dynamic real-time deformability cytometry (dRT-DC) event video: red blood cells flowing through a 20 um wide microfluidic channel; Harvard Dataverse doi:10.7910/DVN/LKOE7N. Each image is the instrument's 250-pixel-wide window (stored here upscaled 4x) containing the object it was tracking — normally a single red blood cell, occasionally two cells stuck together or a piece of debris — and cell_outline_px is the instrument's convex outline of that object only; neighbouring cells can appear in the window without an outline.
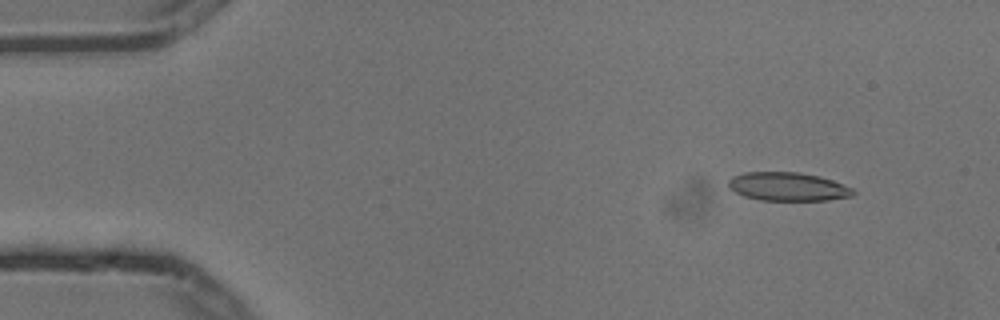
{"species": "common noctule bat (a hibernating species)", "species_latin": "Nyctalus noctula", "temperature_condition": "cold", "stored_images_in_passage": 6, "camera_frame_rate_fps": 3000, "um_per_image_px": 0.085, "animal": {"sex": "male", "body_mass_g": 13.3}, "frame": {"image": 1, "passage_image": 2, "time_ms": 0.333, "image_size_px": [1000, 320], "cell_outline_px": [[856, 192], [852, 196], [828, 200], [760, 200], [744, 196], [728, 188], [728, 180], [732, 176], [744, 172], [800, 172], [820, 176], [832, 180], [852, 188]], "centroid_in_image_um": [66.95, 15.86], "position_along_channel_um": 18.0, "area_um2": 20.81}}
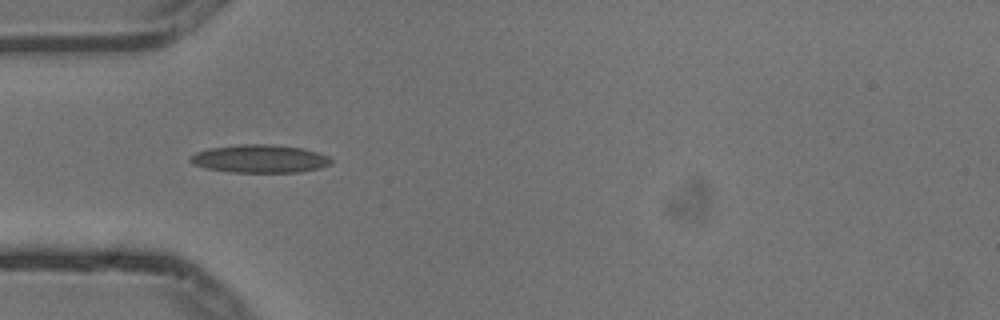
{"frame": {"image": 2, "passage_image": 5, "time_ms": 1.333, "image_size_px": [1000, 320], "cell_outline_px": [[332, 164], [320, 168], [300, 172], [228, 172], [208, 168], [192, 164], [188, 160], [188, 156], [196, 152], [208, 148], [244, 144], [272, 144], [300, 148], [316, 152], [328, 156], [332, 160]], "centroid_in_image_um": [22.05, 13.49], "position_along_channel_um": 62.9, "area_um2": 23.06}}
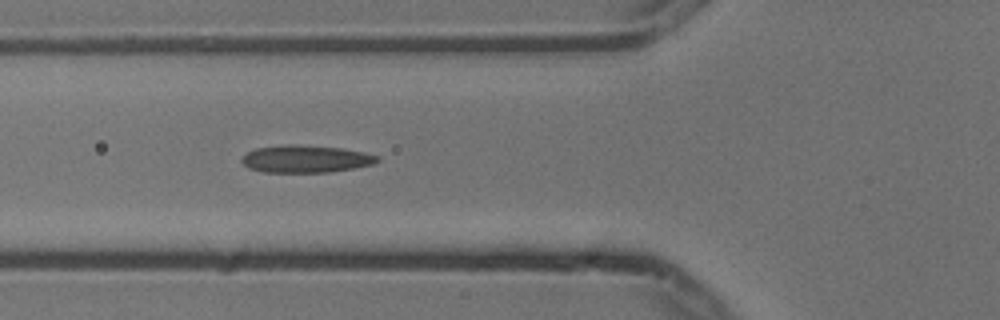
{"frame": {"image": 3, "passage_image": 6, "time_ms": 1.667, "image_size_px": [1000, 320], "cell_outline_px": [[380, 160], [372, 164], [352, 168], [328, 172], [264, 172], [248, 168], [240, 160], [248, 152], [256, 148], [288, 144], [300, 144], [344, 148], [364, 152], [380, 156]], "centroid_in_image_um": [26.0, 13.49], "position_along_channel_um": 99.8, "area_um2": 21.68}}